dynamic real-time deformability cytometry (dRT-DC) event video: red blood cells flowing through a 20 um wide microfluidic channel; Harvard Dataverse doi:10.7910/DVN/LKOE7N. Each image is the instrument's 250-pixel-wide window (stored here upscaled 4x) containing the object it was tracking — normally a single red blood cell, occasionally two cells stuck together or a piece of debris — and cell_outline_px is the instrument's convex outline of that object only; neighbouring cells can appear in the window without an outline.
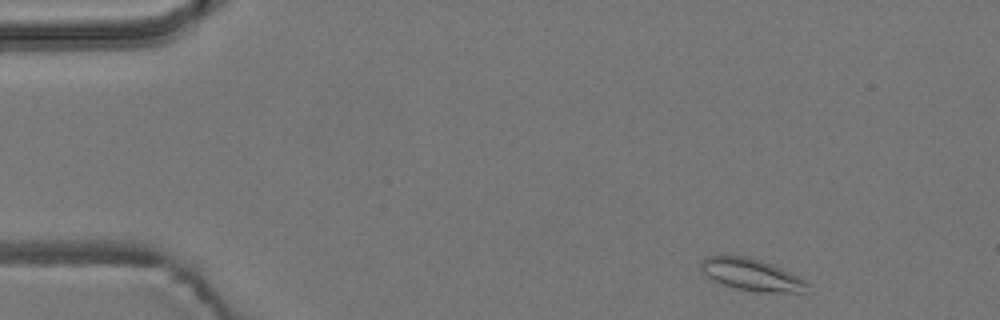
{"species": "common noctule bat (a hibernating species)", "species_latin": "Nyctalus noctula", "temperature_condition": "room temperature", "stored_images_in_passage": 53, "camera_frame_rate_fps": 3000, "um_per_image_px": 0.085, "animal": {"sex": "male", "body_mass_g": 19.2, "forearm_length_mm": 51.8}, "frame": {"image": 1, "passage_image": 2, "time_ms": 0.333, "image_size_px": [1000, 320], "cell_outline_px": [[812, 284], [804, 292], [760, 292], [736, 288], [712, 280], [700, 268], [700, 260], [704, 256], [724, 252], [748, 256], [772, 264]], "centroid_in_image_um": [63.8, 23.29], "position_along_channel_um": 21.2, "area_um2": 20.29}}
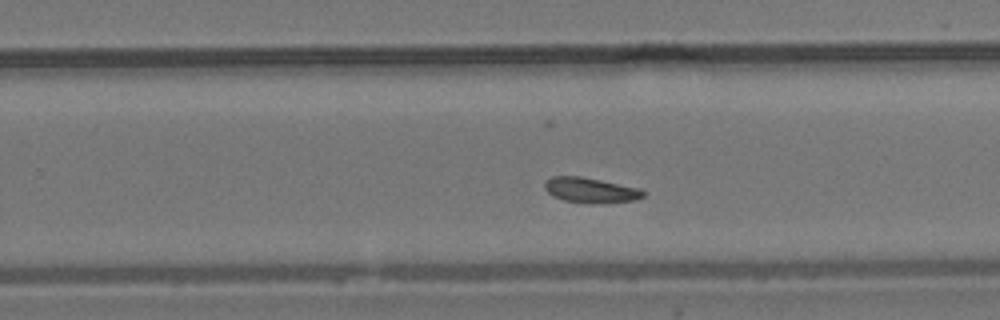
{"frame": {"image": 2, "passage_image": 31, "time_ms": 10.0, "image_size_px": [1000, 320], "cell_outline_px": [[644, 196], [636, 200], [604, 204], [588, 204], [564, 200], [552, 196], [544, 188], [544, 184], [552, 176], [580, 176], [640, 188], [644, 192]], "centroid_in_image_um": [50.21, 16.19], "position_along_channel_um": 279.6, "area_um2": 14.62}}
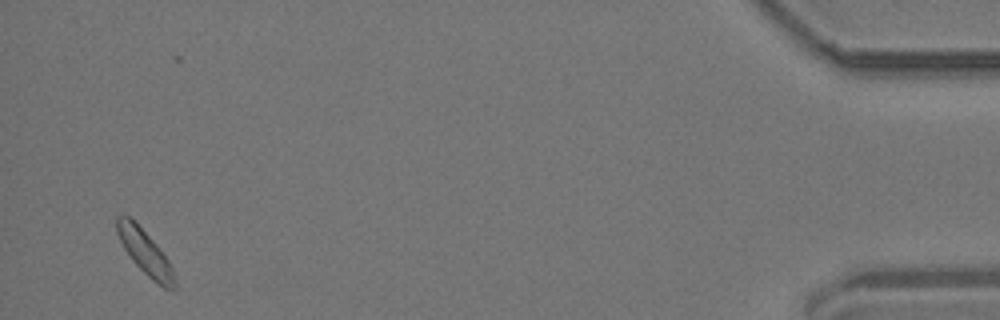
{"frame": {"image": 3, "passage_image": 50, "time_ms": 16.333, "image_size_px": [1000, 320], "cell_outline_px": [[176, 288], [164, 288], [152, 280], [132, 260], [124, 248], [116, 232], [116, 216], [128, 216], [156, 244], [168, 260], [172, 268], [176, 280]], "centroid_in_image_um": [12.33, 21.48], "position_along_channel_um": 422.9, "area_um2": 14.51}, "authors_computed_cell_mechanics": {"area_um2": 14.6234, "velocity_mm_per_s": 3.6146, "shape_relaxation_time_tau1_ms": 4.2332, "shape_relaxation_time_tau2_ms": 2.226, "deformation_change_tau1": 0.0935, "deformation_change_tau2": 0.0683}}